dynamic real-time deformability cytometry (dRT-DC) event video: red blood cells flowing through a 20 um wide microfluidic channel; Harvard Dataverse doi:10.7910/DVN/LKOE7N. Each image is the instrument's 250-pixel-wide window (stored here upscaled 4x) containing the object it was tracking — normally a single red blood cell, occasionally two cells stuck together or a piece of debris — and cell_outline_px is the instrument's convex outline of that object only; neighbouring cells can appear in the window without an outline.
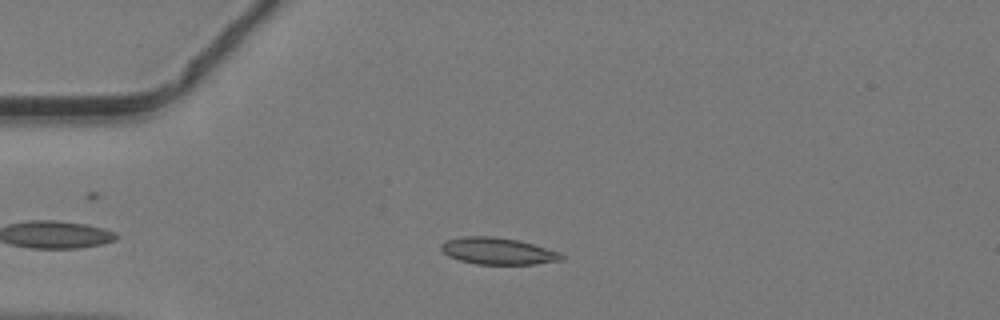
{"species": "common noctule bat (a hibernating species)", "species_latin": "Nyctalus noctula", "temperature_condition": "warm", "stored_images_in_passage": 35, "camera_frame_rate_fps": 3000, "um_per_image_px": 0.085, "animal": {"sex": "male", "body_mass_g": 19.2, "forearm_length_mm": 51.8}, "frame": {"image": 1, "passage_image": 3, "time_ms": 0.667, "image_size_px": [1000, 320], "cell_outline_px": [[564, 260], [536, 264], [476, 264], [460, 260], [448, 256], [440, 248], [440, 244], [448, 240], [464, 236], [492, 236], [516, 240], [532, 244], [560, 252], [564, 256]], "centroid_in_image_um": [42.33, 21.35], "position_along_channel_um": 42.7, "area_um2": 18.67}}
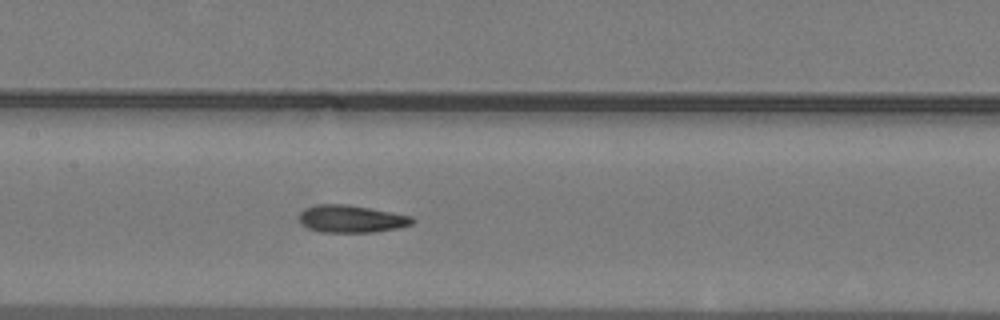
{"frame": {"image": 2, "passage_image": 14, "time_ms": 4.333, "image_size_px": [1000, 320], "cell_outline_px": [[416, 220], [412, 224], [400, 228], [372, 232], [320, 232], [308, 228], [300, 220], [300, 212], [308, 208], [320, 204], [348, 204], [392, 212], [412, 216]], "centroid_in_image_um": [29.93, 18.61], "position_along_channel_um": 177.5, "area_um2": 17.98}}
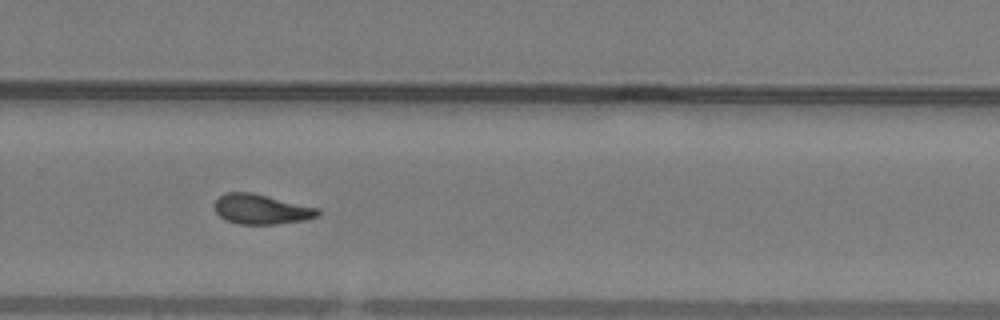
{"frame": {"image": 3, "passage_image": 23, "time_ms": 7.333, "image_size_px": [1000, 320], "cell_outline_px": [[320, 212], [316, 216], [304, 220], [276, 224], [240, 224], [224, 220], [216, 212], [216, 200], [220, 196], [228, 192], [252, 192], [320, 208]], "centroid_in_image_um": [22.22, 17.78], "position_along_channel_um": 307.6, "area_um2": 17.92}}